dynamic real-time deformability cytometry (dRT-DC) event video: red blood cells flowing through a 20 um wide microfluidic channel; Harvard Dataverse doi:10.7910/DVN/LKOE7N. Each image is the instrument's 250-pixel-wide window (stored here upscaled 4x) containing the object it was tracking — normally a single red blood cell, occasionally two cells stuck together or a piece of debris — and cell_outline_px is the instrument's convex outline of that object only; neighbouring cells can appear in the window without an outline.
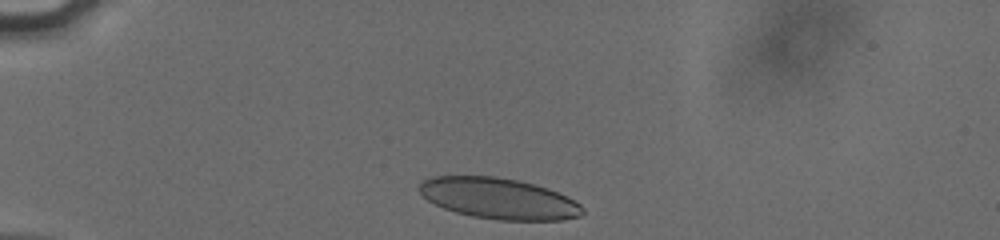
{"species": "human", "species_latin": "Homo sapiens", "temperature_condition": "cold", "stored_images_in_passage": 34, "camera_frame_rate_fps": 3000, "um_per_image_px": 0.085, "donor": {"sex": "male"}, "frame": {"image": 1, "passage_image": 2, "time_ms": 0.333, "image_size_px": [1000, 240], "cell_outline_px": [[584, 212], [580, 216], [564, 220], [496, 220], [472, 216], [456, 212], [444, 208], [428, 200], [416, 188], [424, 180], [432, 176], [496, 176], [516, 180], [548, 188], [568, 196], [580, 204], [584, 208]], "centroid_in_image_um": [42.41, 16.87], "position_along_channel_um": 42.6, "area_um2": 39.02}}
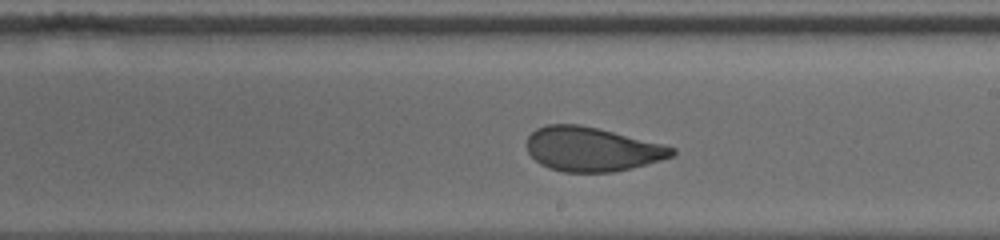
{"frame": {"image": 2, "passage_image": 21, "time_ms": 6.667, "image_size_px": [1000, 240], "cell_outline_px": [[676, 152], [672, 156], [660, 160], [616, 172], [564, 172], [548, 168], [540, 164], [528, 152], [528, 136], [536, 128], [548, 124], [580, 124], [664, 144], [676, 148]], "centroid_in_image_um": [50.31, 12.68], "position_along_channel_um": 238.7, "area_um2": 37.28}}
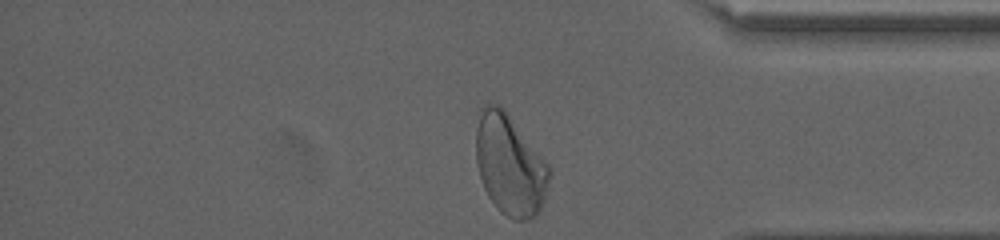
{"frame": {"image": 3, "passage_image": 34, "time_ms": 11.0, "image_size_px": [1000, 240], "cell_outline_px": [[552, 172], [544, 200], [540, 212], [536, 216], [524, 220], [512, 220], [500, 212], [488, 196], [484, 188], [476, 164], [476, 128], [480, 108], [488, 104], [496, 104], [504, 108], [508, 112], [548, 164]], "centroid_in_image_um": [43.34, 14.02], "position_along_channel_um": 391.9, "area_um2": 43.41}, "authors_computed_cell_mechanics": {"area_um2": 38.6971, "velocity_mm_per_s": 3.8161, "shape_relaxation_time_tau1_ms": 5.0386, "shape_relaxation_time_tau2_ms": 0.9707, "deformation_change_tau1": 0.1668, "deformation_change_tau2": 0.069}}